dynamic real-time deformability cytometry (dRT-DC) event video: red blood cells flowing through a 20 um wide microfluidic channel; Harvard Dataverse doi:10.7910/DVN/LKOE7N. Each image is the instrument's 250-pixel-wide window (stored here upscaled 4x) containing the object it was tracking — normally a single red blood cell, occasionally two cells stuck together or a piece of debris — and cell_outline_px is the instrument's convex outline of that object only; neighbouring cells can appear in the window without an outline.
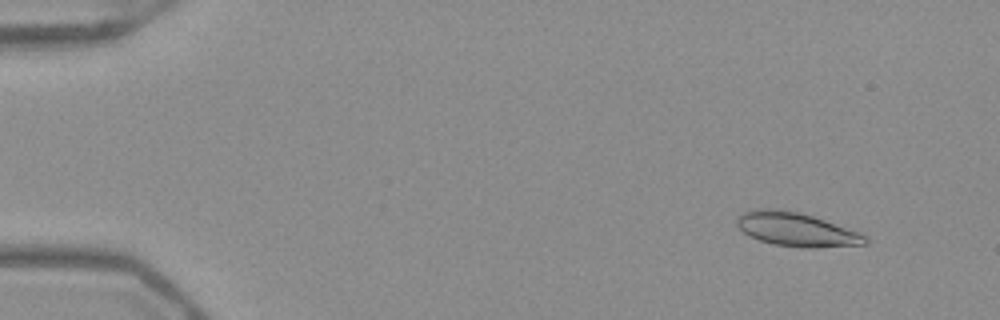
{"species": "Egyptian fruit bat (a non-hibernating species)", "species_latin": "Rousettus aegyptiacus", "temperature_condition": "warm", "stored_images_in_passage": 52, "camera_frame_rate_fps": 3000, "um_per_image_px": 0.085, "frame": {"image": 1, "passage_image": 5, "time_ms": 1.333, "image_size_px": [1000, 320], "cell_outline_px": [[868, 244], [812, 248], [804, 248], [772, 244], [760, 240], [744, 232], [736, 224], [736, 220], [744, 212], [756, 208], [772, 208], [796, 212], [812, 216], [860, 232], [868, 240]], "centroid_in_image_um": [67.7, 19.51], "position_along_channel_um": 17.3, "area_um2": 24.97}}
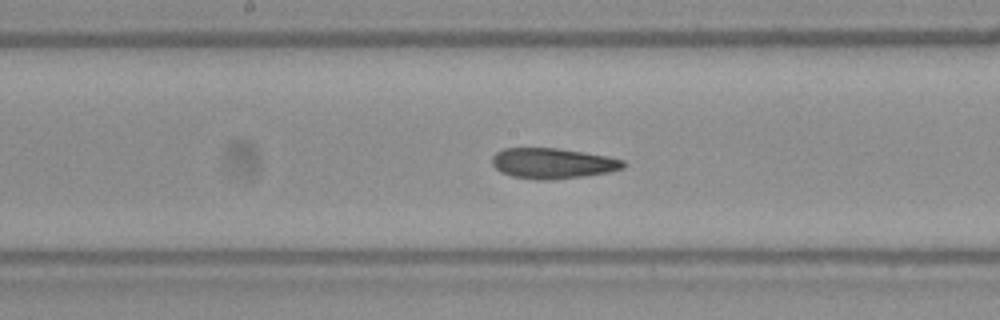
{"frame": {"image": 2, "passage_image": 28, "time_ms": 9.0, "image_size_px": [1000, 320], "cell_outline_px": [[628, 164], [624, 168], [608, 172], [584, 176], [552, 180], [536, 180], [512, 176], [500, 172], [492, 164], [492, 156], [496, 152], [504, 148], [560, 148], [608, 156], [624, 160]], "centroid_in_image_um": [46.99, 13.88], "position_along_channel_um": 201.2, "area_um2": 23.58}}
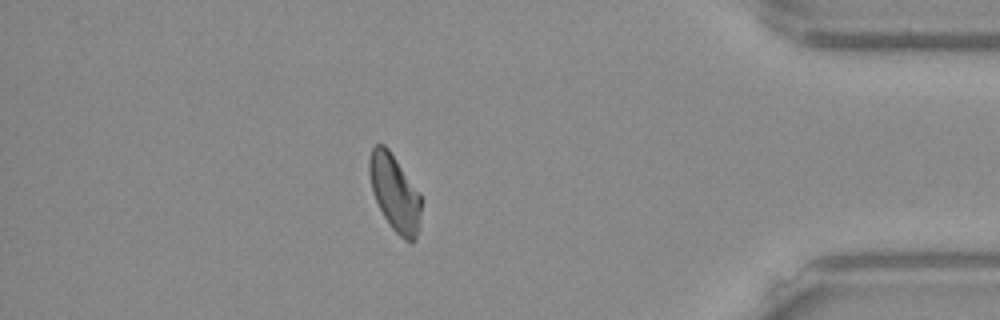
{"frame": {"image": 3, "passage_image": 46, "time_ms": 15.0, "image_size_px": [1000, 320], "cell_outline_px": [[420, 228], [416, 240], [412, 244], [404, 240], [392, 228], [384, 216], [372, 192], [368, 172], [368, 160], [372, 148], [376, 144], [384, 144], [388, 148], [420, 192]], "centroid_in_image_um": [33.56, 16.41], "position_along_channel_um": 401.6, "area_um2": 23.29}, "authors_computed_cell_mechanics": {"area_um2": 23.5535, "velocity_mm_per_s": 3.934, "shape_relaxation_time_tau1_ms": null, "shape_relaxation_time_tau2_ms": 4.7104, "deformation_change_tau1": null, "deformation_change_tau2": 0.1107}}